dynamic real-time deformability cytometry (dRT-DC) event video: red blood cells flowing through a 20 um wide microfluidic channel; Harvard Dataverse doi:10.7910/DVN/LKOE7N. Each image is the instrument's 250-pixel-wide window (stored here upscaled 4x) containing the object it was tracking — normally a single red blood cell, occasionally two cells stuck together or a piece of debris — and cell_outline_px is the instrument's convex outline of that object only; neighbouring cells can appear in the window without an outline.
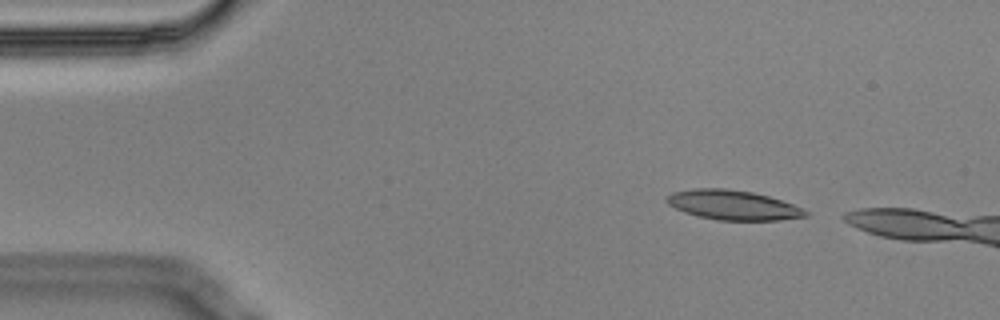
{"species": "Egyptian fruit bat (a non-hibernating species)", "species_latin": "Rousettus aegyptiacus", "temperature_condition": "cold", "stored_images_in_passage": 5, "camera_frame_rate_fps": 3000, "um_per_image_px": 0.085, "animal": {"sex": "male"}, "frame": {"image": 1, "passage_image": 2, "time_ms": 0.333, "image_size_px": [1000, 320], "cell_outline_px": [[808, 216], [780, 220], [716, 220], [684, 212], [668, 204], [664, 200], [664, 196], [672, 192], [696, 188], [724, 188], [752, 192], [768, 196], [804, 208], [808, 212]], "centroid_in_image_um": [62.28, 17.42], "position_along_channel_um": 22.7, "area_um2": 23.99}}